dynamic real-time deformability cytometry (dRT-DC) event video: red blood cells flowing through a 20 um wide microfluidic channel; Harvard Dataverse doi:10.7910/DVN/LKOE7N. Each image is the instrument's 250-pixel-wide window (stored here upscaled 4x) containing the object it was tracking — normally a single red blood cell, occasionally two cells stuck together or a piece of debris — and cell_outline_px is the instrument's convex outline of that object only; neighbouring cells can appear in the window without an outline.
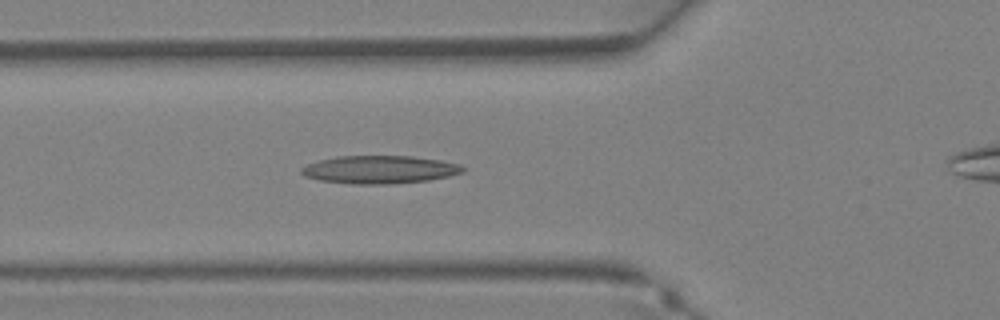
{"species": "Egyptian fruit bat (a non-hibernating species)", "species_latin": "Rousettus aegyptiacus", "temperature_condition": "warm", "stored_images_in_passage": 31, "segment_of_instrument_passage": [1, 2], "camera_frame_rate_fps": 3000, "um_per_image_px": 0.085, "animal": {"sex": "female"}, "frame": {"image": 1, "passage_image": 9, "time_ms": 2.667, "image_size_px": [1000, 320], "cell_outline_px": [[464, 172], [448, 176], [428, 180], [388, 184], [352, 184], [320, 180], [304, 176], [300, 172], [300, 168], [308, 164], [320, 160], [336, 156], [412, 156], [440, 160], [460, 164], [464, 168]], "centroid_in_image_um": [32.25, 14.41], "position_along_channel_um": 93.5, "area_um2": 26.24}}
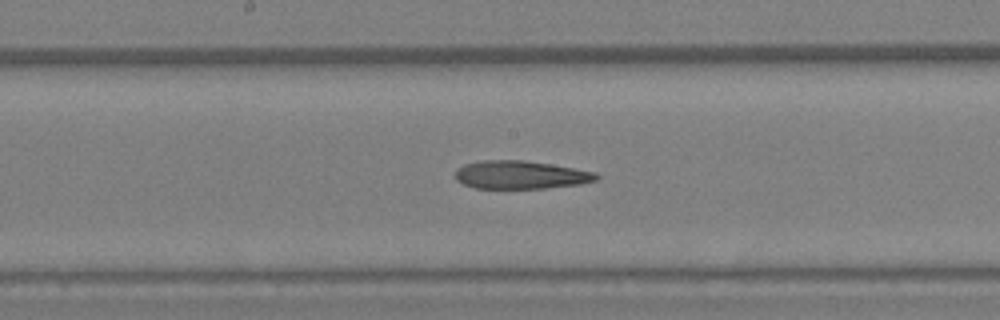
{"frame": {"image": 2, "passage_image": 15, "time_ms": 4.667, "image_size_px": [1000, 320], "cell_outline_px": [[600, 176], [596, 180], [580, 184], [544, 188], [476, 188], [464, 184], [456, 180], [456, 168], [464, 164], [480, 160], [524, 160], [596, 172]], "centroid_in_image_um": [44.22, 14.86], "position_along_channel_um": 204.0, "area_um2": 23.0}}
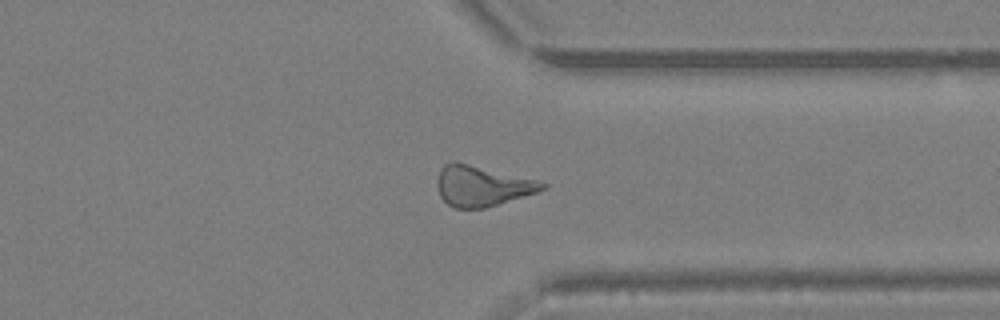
{"frame": {"image": 3, "passage_image": 24, "time_ms": 7.667, "image_size_px": [1000, 320], "cell_outline_px": [[548, 184], [544, 188], [536, 192], [484, 208], [452, 208], [440, 196], [436, 184], [436, 180], [440, 168], [444, 164], [452, 160], [456, 160], [536, 180]], "centroid_in_image_um": [40.89, 15.78], "position_along_channel_um": 370.5, "area_um2": 24.74}}